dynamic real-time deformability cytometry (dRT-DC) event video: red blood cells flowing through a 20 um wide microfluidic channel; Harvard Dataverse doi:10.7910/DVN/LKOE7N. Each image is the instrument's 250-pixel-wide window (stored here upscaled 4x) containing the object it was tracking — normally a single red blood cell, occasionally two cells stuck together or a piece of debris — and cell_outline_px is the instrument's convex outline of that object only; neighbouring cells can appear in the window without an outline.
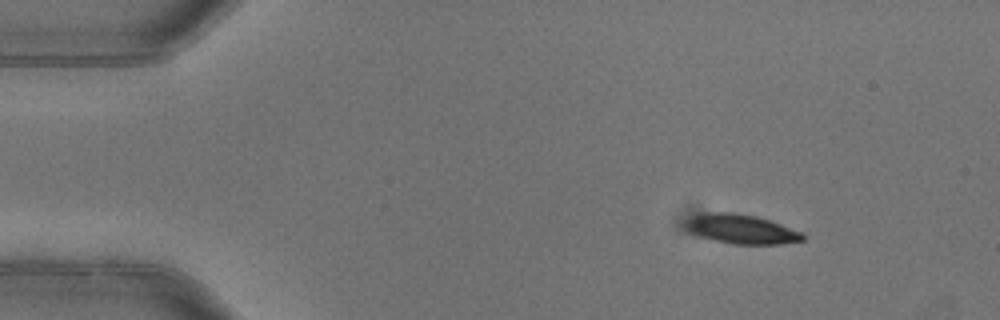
{"species": "common noctule bat (a hibernating species)", "species_latin": "Nyctalus noctula", "temperature_condition": "warm", "stored_images_in_passage": 3, "camera_frame_rate_fps": 3000, "um_per_image_px": 0.085, "animal": {"sex": "female"}, "frame": {"image": 1, "passage_image": 1, "time_ms": 0.0, "image_size_px": [1000, 320], "cell_outline_px": [[808, 236], [804, 240], [780, 244], [732, 244], [716, 240], [692, 232], [684, 224], [688, 220], [704, 212], [736, 212], [756, 216], [804, 232]], "centroid_in_image_um": [63.12, 19.47], "position_along_channel_um": 21.9, "area_um2": 19.77}}